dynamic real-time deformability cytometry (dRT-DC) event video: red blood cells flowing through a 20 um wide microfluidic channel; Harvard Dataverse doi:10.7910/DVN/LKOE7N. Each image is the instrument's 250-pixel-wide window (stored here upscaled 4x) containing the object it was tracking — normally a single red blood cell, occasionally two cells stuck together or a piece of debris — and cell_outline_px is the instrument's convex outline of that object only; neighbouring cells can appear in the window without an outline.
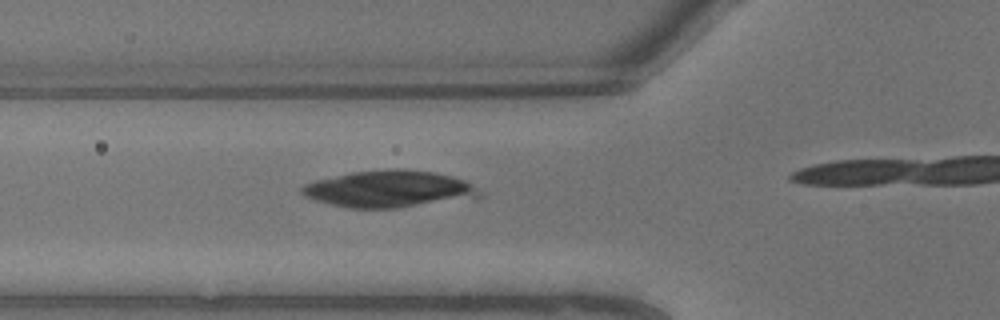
{"species": "common noctule bat (a hibernating species)", "species_latin": "Nyctalus noctula", "temperature_condition": "warm", "stored_images_in_passage": 7, "camera_frame_rate_fps": 3000, "um_per_image_px": 0.085, "animal": {"sex": "male", "body_mass_g": 13.3}, "frame": {"image": 1, "passage_image": 6, "time_ms": 1.667, "image_size_px": [1000, 320], "cell_outline_px": [[484, 196], [396, 208], [348, 208], [316, 200], [304, 196], [300, 192], [300, 188], [304, 184], [316, 180], [352, 172], [392, 168], [404, 168], [436, 172], [452, 176], [464, 180], [472, 184]], "centroid_in_image_um": [33.06, 16.05], "position_along_channel_um": 92.7, "area_um2": 38.03}}